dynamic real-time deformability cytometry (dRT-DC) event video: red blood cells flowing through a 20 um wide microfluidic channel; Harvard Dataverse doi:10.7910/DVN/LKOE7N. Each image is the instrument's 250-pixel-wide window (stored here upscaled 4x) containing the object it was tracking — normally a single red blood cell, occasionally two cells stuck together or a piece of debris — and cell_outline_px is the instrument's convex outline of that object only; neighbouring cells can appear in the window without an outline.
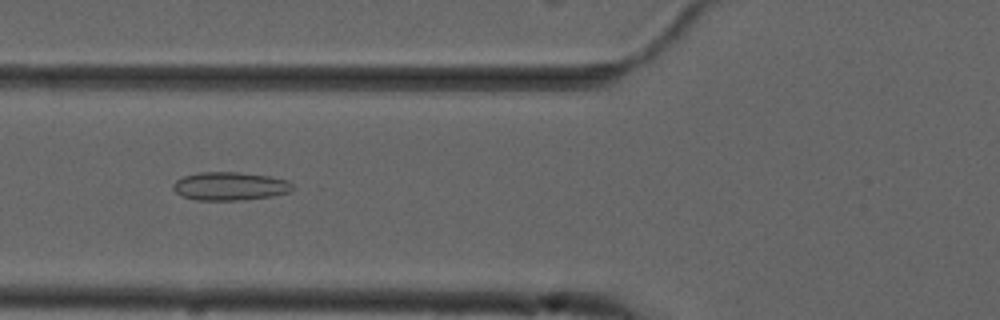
{"species": "common noctule bat (a hibernating species)", "species_latin": "Nyctalus noctula", "temperature_condition": "cold", "stored_images_in_passage": 55, "camera_frame_rate_fps": 3000, "um_per_image_px": 0.085, "animal": {"sex": "male", "forearm_length_mm": 52.5}, "frame": {"image": 1, "passage_image": 21, "time_ms": 6.667, "image_size_px": [1000, 320], "cell_outline_px": [[292, 188], [288, 192], [272, 196], [240, 200], [196, 200], [180, 196], [172, 188], [172, 184], [176, 180], [184, 176], [200, 172], [236, 172], [272, 176], [288, 180], [292, 184]], "centroid_in_image_um": [19.51, 15.82], "position_along_channel_um": 106.3, "area_um2": 19.77}}
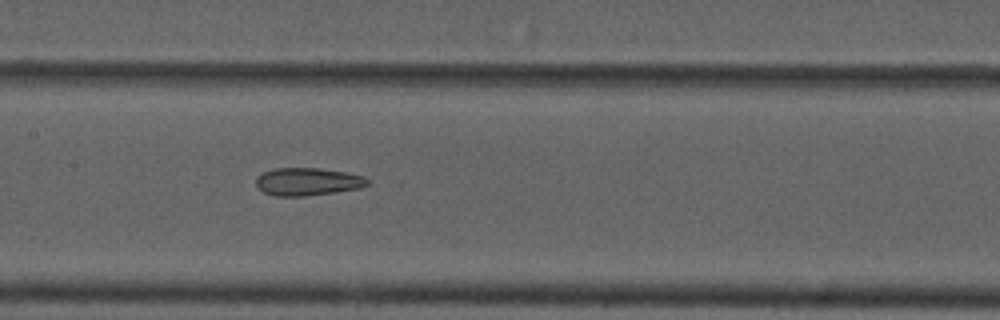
{"frame": {"image": 2, "passage_image": 27, "time_ms": 8.667, "image_size_px": [1000, 320], "cell_outline_px": [[368, 184], [360, 188], [336, 192], [304, 196], [276, 196], [264, 192], [256, 184], [256, 176], [264, 172], [276, 168], [316, 168], [344, 172], [364, 176], [368, 180]], "centroid_in_image_um": [26.14, 15.44], "position_along_channel_um": 181.3, "area_um2": 17.86}}
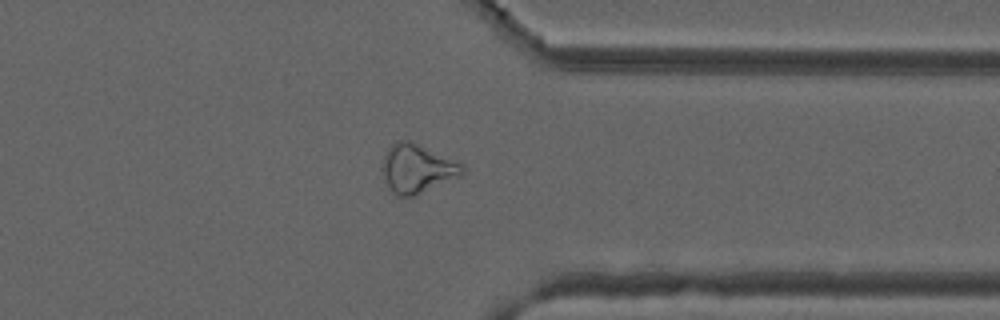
{"frame": {"image": 3, "passage_image": 43, "time_ms": 14.0, "image_size_px": [1000, 320], "cell_outline_px": [[464, 172], [460, 176], [416, 196], [396, 196], [388, 188], [380, 168], [384, 156], [388, 148], [396, 140], [408, 140], [420, 144], [464, 164]], "centroid_in_image_um": [35.43, 14.33], "position_along_channel_um": 376.0, "area_um2": 23.06}, "authors_computed_cell_mechanics": {"area_um2": 23.409, "velocity_mm_per_s": 3.7328, "shape_relaxation_time_tau1_ms": null, "shape_relaxation_time_tau2_ms": 6.1809, "deformation_change_tau1": null, "deformation_change_tau2": 0.1544}}